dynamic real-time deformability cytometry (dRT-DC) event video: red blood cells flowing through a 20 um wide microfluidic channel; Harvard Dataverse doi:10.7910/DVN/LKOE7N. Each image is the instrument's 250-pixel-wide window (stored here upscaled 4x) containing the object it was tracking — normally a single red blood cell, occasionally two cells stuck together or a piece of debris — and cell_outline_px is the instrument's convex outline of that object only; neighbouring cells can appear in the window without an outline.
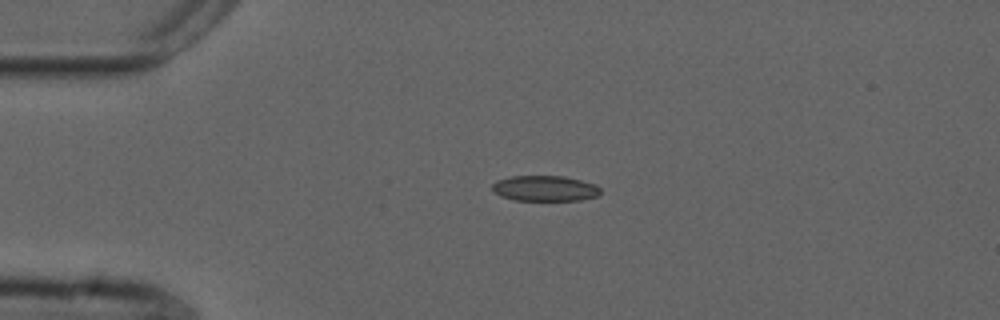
{"species": "common noctule bat (a hibernating species)", "species_latin": "Nyctalus noctula", "temperature_condition": "cold", "stored_images_in_passage": 3, "camera_frame_rate_fps": 3000, "um_per_image_px": 0.085, "animal": {"sex": "male", "forearm_length_mm": 52.5}, "frame": {"image": 1, "passage_image": 1, "time_ms": 0.0, "image_size_px": [1000, 320], "cell_outline_px": [[600, 192], [596, 196], [580, 200], [516, 200], [500, 196], [492, 188], [492, 184], [496, 180], [512, 176], [564, 176], [596, 184], [600, 188]], "centroid_in_image_um": [46.31, 16.0], "position_along_channel_um": 38.7, "area_um2": 16.01}}
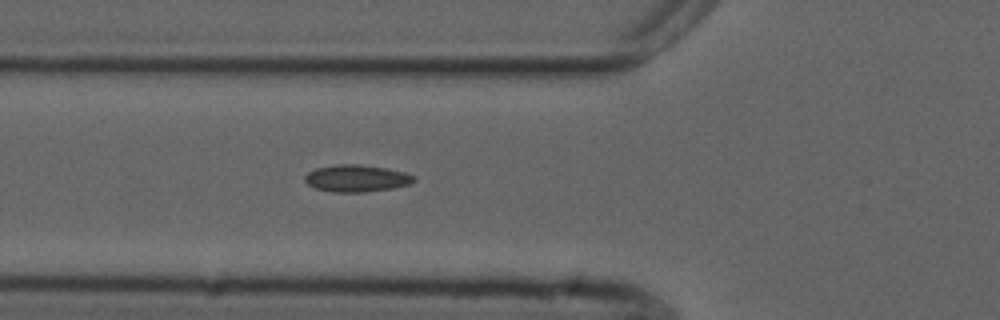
{"frame": {"image": 2, "passage_image": 3, "time_ms": 0.667, "image_size_px": [1000, 320], "cell_outline_px": [[416, 180], [412, 184], [392, 188], [364, 192], [332, 192], [316, 188], [308, 184], [304, 180], [304, 176], [308, 172], [316, 168], [336, 164], [360, 164], [388, 168], [404, 172], [416, 176]], "centroid_in_image_um": [30.33, 15.15], "position_along_channel_um": 95.5, "area_um2": 17.34}}